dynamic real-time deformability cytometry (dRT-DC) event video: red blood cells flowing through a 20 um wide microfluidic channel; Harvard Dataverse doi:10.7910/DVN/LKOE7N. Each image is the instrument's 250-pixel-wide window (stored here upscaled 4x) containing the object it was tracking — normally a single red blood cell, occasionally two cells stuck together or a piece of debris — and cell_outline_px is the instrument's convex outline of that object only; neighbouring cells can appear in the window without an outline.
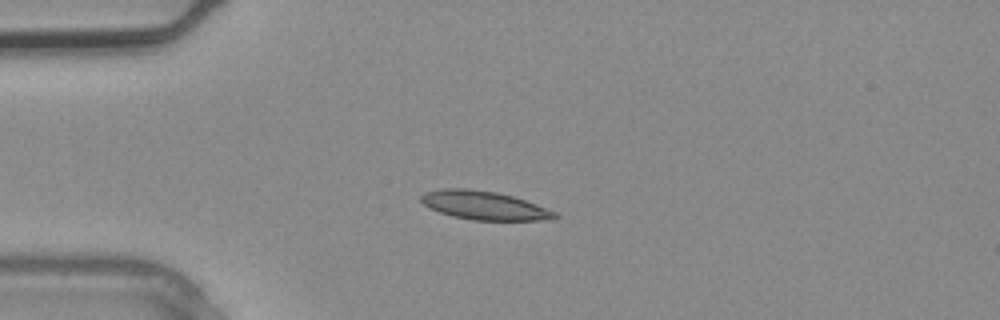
{"species": "common noctule bat (a hibernating species)", "species_latin": "Nyctalus noctula", "temperature_condition": "warm", "stored_images_in_passage": 2, "camera_frame_rate_fps": 3000, "um_per_image_px": 0.085, "animal": {"sex": "male", "body_mass_g": 20.4}, "frame": {"image": 1, "passage_image": 2, "time_ms": 0.333, "image_size_px": [1000, 320], "cell_outline_px": [[560, 216], [552, 220], [472, 220], [452, 216], [440, 212], [424, 204], [420, 200], [420, 196], [424, 192], [444, 188], [468, 188], [496, 192], [512, 196], [536, 204], [556, 212]], "centroid_in_image_um": [41.17, 17.46], "position_along_channel_um": 43.8, "area_um2": 22.25}}